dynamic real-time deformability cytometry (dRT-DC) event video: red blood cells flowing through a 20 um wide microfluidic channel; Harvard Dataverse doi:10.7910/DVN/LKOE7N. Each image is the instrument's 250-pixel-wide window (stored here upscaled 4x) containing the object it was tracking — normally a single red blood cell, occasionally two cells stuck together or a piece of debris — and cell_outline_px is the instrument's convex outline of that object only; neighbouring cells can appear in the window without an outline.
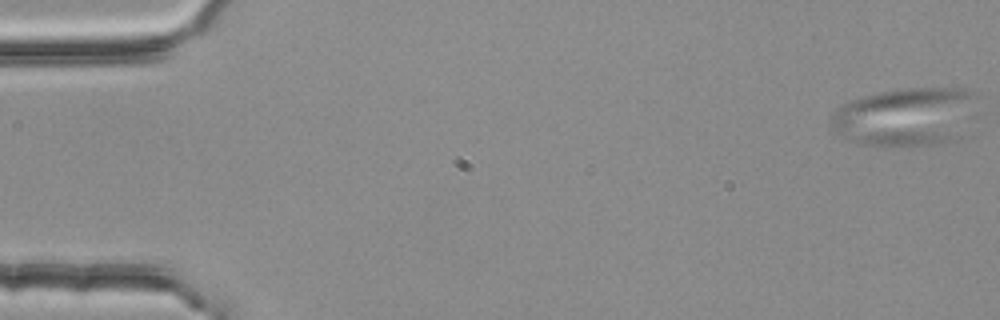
{"species": "common noctule bat (a hibernating species)", "species_latin": "Nyctalus noctula", "temperature_condition": "room temperature", "stored_images_in_passage": 5, "camera_frame_rate_fps": 3000, "um_per_image_px": 0.085, "animal": {"sex": "female", "body_mass_g": 25.1}, "frame": {"image": 1, "passage_image": 1, "time_ms": 0.0, "image_size_px": [1000, 320], "cell_outline_px": [[976, 92], [952, 140], [932, 144], [864, 144], [848, 140], [832, 132], [832, 116], [836, 108], [860, 96], [896, 88], [964, 88]], "centroid_in_image_um": [76.77, 9.87], "position_along_channel_um": 8.2, "area_um2": 47.63}}